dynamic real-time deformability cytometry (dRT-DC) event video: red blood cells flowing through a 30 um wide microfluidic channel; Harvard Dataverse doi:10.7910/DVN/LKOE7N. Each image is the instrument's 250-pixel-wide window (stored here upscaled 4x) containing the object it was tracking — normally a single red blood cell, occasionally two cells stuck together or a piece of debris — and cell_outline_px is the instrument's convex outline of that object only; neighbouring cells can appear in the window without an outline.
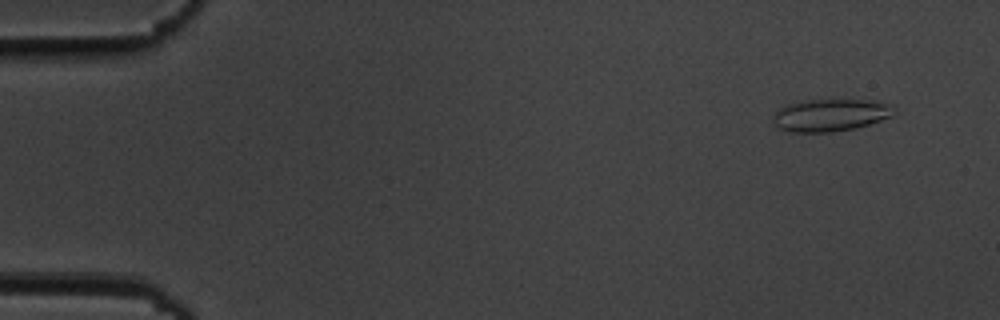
{"species": "common noctule bat (a hibernating species)", "species_latin": "Nyctalus noctula", "temperature_condition": "cold", "stored_images_in_passage": 55, "camera_frame_rate_fps": 3000, "um_per_image_px": 0.085, "animal": {"sex": "male", "body_mass_g": 19.5, "forearm_length_mm": 54.6}, "frame": {"image": 1, "passage_image": 4, "time_ms": 1.0, "image_size_px": [1000, 320], "cell_outline_px": [[896, 112], [892, 116], [856, 128], [832, 132], [792, 132], [780, 128], [772, 120], [772, 116], [784, 104], [804, 100], [844, 96], [868, 100], [888, 104], [896, 108]], "centroid_in_image_um": [70.6, 9.72], "position_along_channel_um": 14.4, "area_um2": 23.7}}
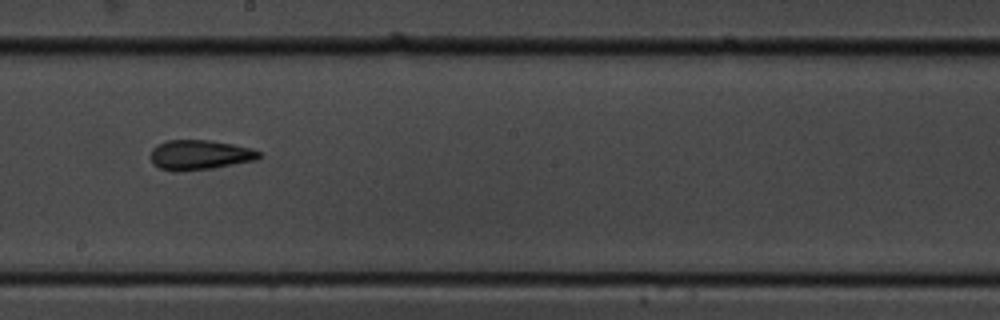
{"frame": {"image": 2, "passage_image": 31, "time_ms": 10.0, "image_size_px": [1000, 320], "cell_outline_px": [[260, 156], [256, 160], [212, 168], [180, 172], [172, 172], [160, 168], [152, 164], [152, 148], [156, 144], [168, 140], [208, 140], [232, 144], [252, 148], [260, 152]], "centroid_in_image_um": [16.95, 13.17], "position_along_channel_um": 231.3, "area_um2": 18.9}}
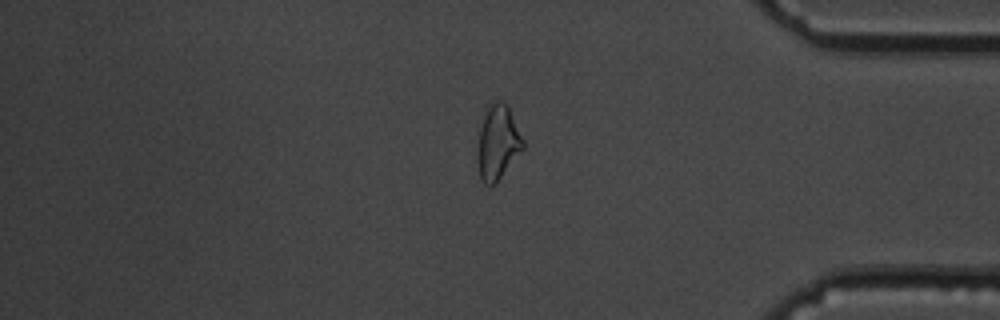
{"frame": {"image": 3, "passage_image": 46, "time_ms": 15.0, "image_size_px": [1000, 320], "cell_outline_px": [[524, 148], [496, 184], [488, 188], [480, 180], [480, 128], [484, 116], [488, 108], [496, 100], [500, 100], [508, 104], [524, 140]], "centroid_in_image_um": [42.37, 12.13], "position_along_channel_um": 392.8, "area_um2": 19.31}, "authors_computed_cell_mechanics": {"area_um2": 19.3052, "velocity_mm_per_s": 3.6838, "shape_relaxation_time_tau1_ms": 6.8319, "shape_relaxation_time_tau2_ms": 2.546, "deformation_change_tau1": 0.1629, "deformation_change_tau2": 0.1094}}